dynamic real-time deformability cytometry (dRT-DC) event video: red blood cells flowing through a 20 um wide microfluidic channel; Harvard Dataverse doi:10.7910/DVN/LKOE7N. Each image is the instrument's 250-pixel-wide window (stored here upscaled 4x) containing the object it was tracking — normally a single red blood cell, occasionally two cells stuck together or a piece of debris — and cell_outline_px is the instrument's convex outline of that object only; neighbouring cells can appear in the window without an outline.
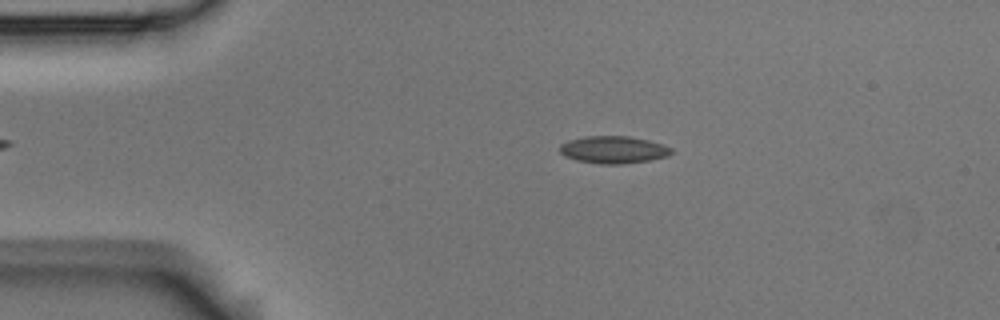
{"species": "Egyptian fruit bat (a non-hibernating species)", "species_latin": "Rousettus aegyptiacus", "temperature_condition": "room temperature", "stored_images_in_passage": 48, "camera_frame_rate_fps": 3000, "um_per_image_px": 0.085, "animal": {"sex": "male"}, "frame": {"image": 1, "passage_image": 5, "time_ms": 1.333, "image_size_px": [1000, 320], "cell_outline_px": [[676, 152], [668, 156], [648, 160], [624, 164], [600, 164], [576, 160], [564, 156], [560, 152], [560, 144], [568, 140], [584, 136], [628, 136], [648, 140], [672, 148]], "centroid_in_image_um": [52.14, 12.73], "position_along_channel_um": 32.9, "area_um2": 17.86}}
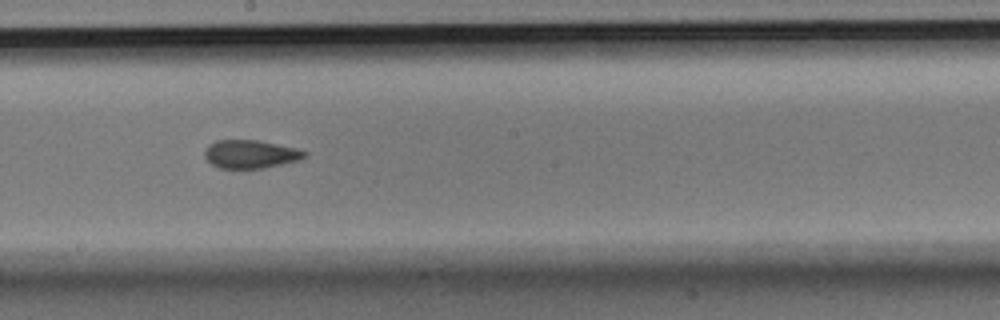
{"frame": {"image": 2, "passage_image": 24, "time_ms": 7.667, "image_size_px": [1000, 320], "cell_outline_px": [[308, 156], [300, 160], [264, 168], [220, 168], [212, 164], [204, 156], [204, 152], [208, 144], [216, 140], [256, 140], [296, 148], [308, 152]], "centroid_in_image_um": [21.31, 13.1], "position_along_channel_um": 226.9, "area_um2": 16.47}}
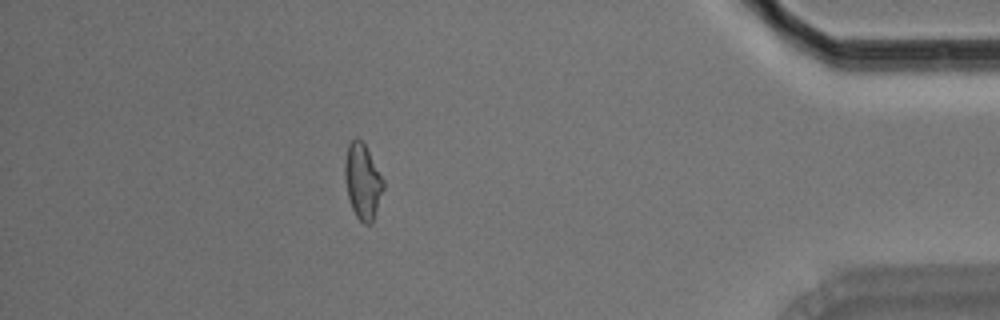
{"frame": {"image": 3, "passage_image": 42, "time_ms": 13.667, "image_size_px": [1000, 320], "cell_outline_px": [[384, 188], [372, 224], [364, 224], [356, 216], [352, 208], [348, 196], [344, 172], [344, 160], [348, 144], [356, 136], [364, 144], [384, 180]], "centroid_in_image_um": [30.82, 15.42], "position_along_channel_um": 404.4, "area_um2": 16.82}, "authors_computed_cell_mechanics": {"area_um2": 16.8776, "velocity_mm_per_s": 3.7099, "shape_relaxation_time_tau1_ms": 8.7017, "shape_relaxation_time_tau2_ms": 1.7966, "deformation_change_tau1": 0.1723, "deformation_change_tau2": 0.0754}}